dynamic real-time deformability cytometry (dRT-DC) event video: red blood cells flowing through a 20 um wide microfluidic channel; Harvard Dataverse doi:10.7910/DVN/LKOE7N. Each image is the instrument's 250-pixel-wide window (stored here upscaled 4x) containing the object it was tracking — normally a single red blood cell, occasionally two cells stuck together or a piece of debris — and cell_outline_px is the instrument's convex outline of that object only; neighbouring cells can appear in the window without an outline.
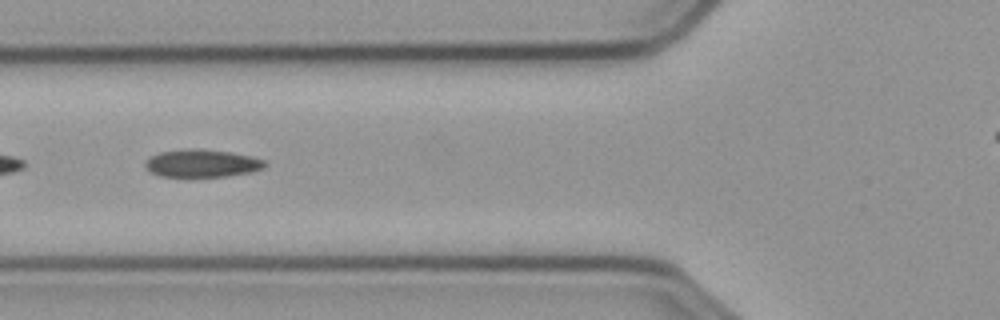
{"species": "common noctule bat (a hibernating species)", "species_latin": "Nyctalus noctula", "temperature_condition": "cold", "stored_images_in_passage": 17, "camera_frame_rate_fps": 3000, "um_per_image_px": 0.085, "animal": {"sex": "male", "body_mass_g": 23.1, "forearm_length_mm": 52.7}, "frame": {"image": 1, "passage_image": 8, "time_ms": 2.333, "image_size_px": [1000, 320], "cell_outline_px": [[268, 164], [264, 168], [248, 172], [224, 176], [160, 176], [152, 172], [144, 164], [144, 160], [160, 152], [188, 148], [200, 148], [228, 152], [252, 156], [264, 160]], "centroid_in_image_um": [17.17, 13.86], "position_along_channel_um": 108.6, "area_um2": 19.13}}
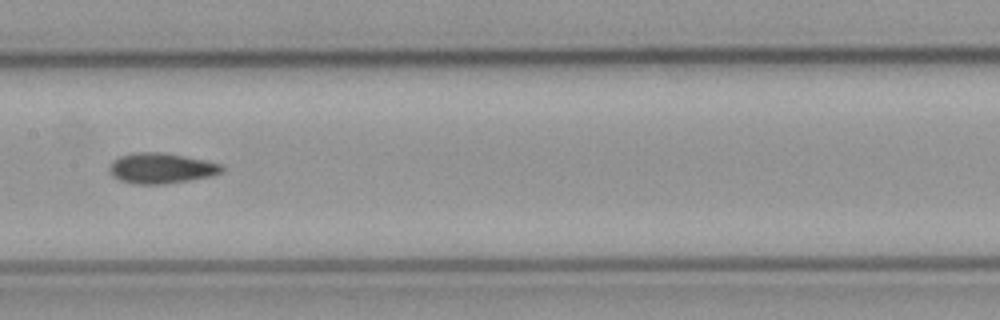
{"frame": {"image": 2, "passage_image": 15, "time_ms": 4.667, "image_size_px": [1000, 320], "cell_outline_px": [[224, 168], [220, 172], [208, 176], [188, 180], [160, 184], [136, 184], [120, 180], [112, 176], [108, 168], [112, 160], [120, 156], [136, 152], [160, 152], [204, 160], [220, 164]], "centroid_in_image_um": [13.62, 14.29], "position_along_channel_um": 193.8, "area_um2": 19.59}}